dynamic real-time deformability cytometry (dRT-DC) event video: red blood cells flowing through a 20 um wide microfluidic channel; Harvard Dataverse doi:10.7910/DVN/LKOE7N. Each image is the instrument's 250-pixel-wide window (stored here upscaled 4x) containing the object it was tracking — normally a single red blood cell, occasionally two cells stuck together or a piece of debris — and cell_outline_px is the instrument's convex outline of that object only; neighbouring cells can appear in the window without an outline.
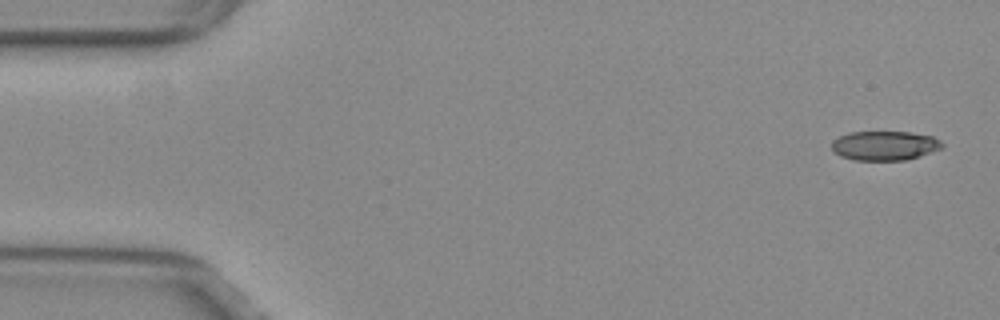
{"species": "common noctule bat (a hibernating species)", "species_latin": "Nyctalus noctula", "temperature_condition": "warm", "stored_images_in_passage": 12, "camera_frame_rate_fps": 3000, "um_per_image_px": 0.085, "animal": {"sex": "female", "body_mass_g": 29.2, "forearm_length_mm": 56.3}, "frame": {"image": 1, "passage_image": 1, "time_ms": 0.0, "image_size_px": [1000, 320], "cell_outline_px": [[944, 148], [932, 152], [904, 160], [852, 160], [840, 156], [832, 148], [832, 140], [848, 132], [908, 132], [932, 136], [940, 140], [944, 144]], "centroid_in_image_um": [75.2, 12.38], "position_along_channel_um": 9.8, "area_um2": 18.9}}